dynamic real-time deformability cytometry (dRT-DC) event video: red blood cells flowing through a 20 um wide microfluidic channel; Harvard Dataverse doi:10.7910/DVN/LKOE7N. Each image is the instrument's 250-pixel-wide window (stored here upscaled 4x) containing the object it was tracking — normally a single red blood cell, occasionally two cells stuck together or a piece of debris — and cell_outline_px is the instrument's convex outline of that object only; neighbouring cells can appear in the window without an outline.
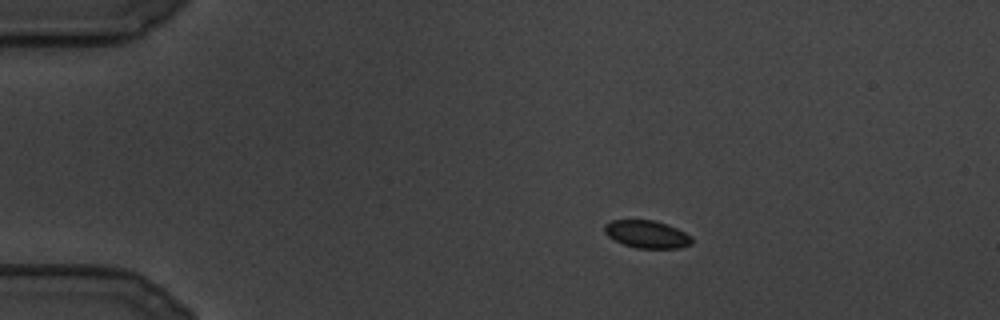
{"species": "common noctule bat (a hibernating species)", "species_latin": "Nyctalus noctula", "temperature_condition": "cold", "stored_images_in_passage": 19, "camera_frame_rate_fps": 3000, "um_per_image_px": 0.085, "animal": {"sex": "male", "body_mass_g": 19.5, "forearm_length_mm": 54.6}, "frame": {"image": 1, "passage_image": 1, "time_ms": 0.0, "image_size_px": [1000, 320], "cell_outline_px": [[692, 244], [680, 248], [636, 248], [624, 244], [608, 236], [604, 232], [604, 224], [612, 220], [652, 220], [668, 224], [692, 236]], "centroid_in_image_um": [55.0, 19.91], "position_along_channel_um": 30.0, "area_um2": 14.05}}
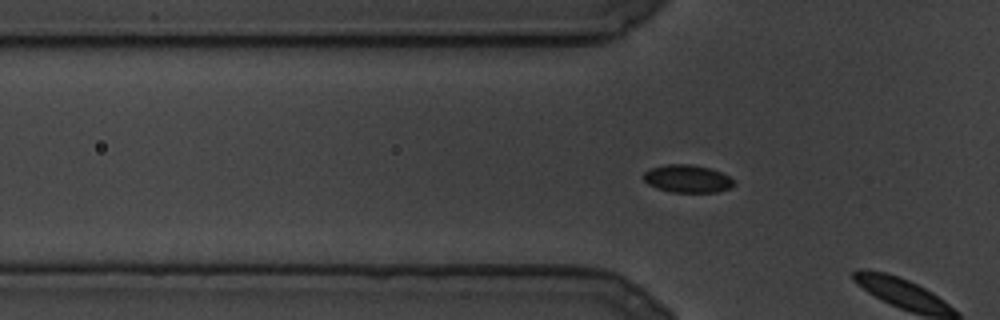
{"frame": {"image": 2, "passage_image": 17, "time_ms": 5.333, "image_size_px": [1000, 320], "cell_outline_px": [[736, 184], [732, 188], [716, 192], [672, 192], [656, 188], [648, 184], [644, 180], [644, 172], [648, 168], [664, 164], [692, 164], [712, 168], [736, 180]], "centroid_in_image_um": [58.45, 15.18], "position_along_channel_um": 67.3, "area_um2": 14.91}}